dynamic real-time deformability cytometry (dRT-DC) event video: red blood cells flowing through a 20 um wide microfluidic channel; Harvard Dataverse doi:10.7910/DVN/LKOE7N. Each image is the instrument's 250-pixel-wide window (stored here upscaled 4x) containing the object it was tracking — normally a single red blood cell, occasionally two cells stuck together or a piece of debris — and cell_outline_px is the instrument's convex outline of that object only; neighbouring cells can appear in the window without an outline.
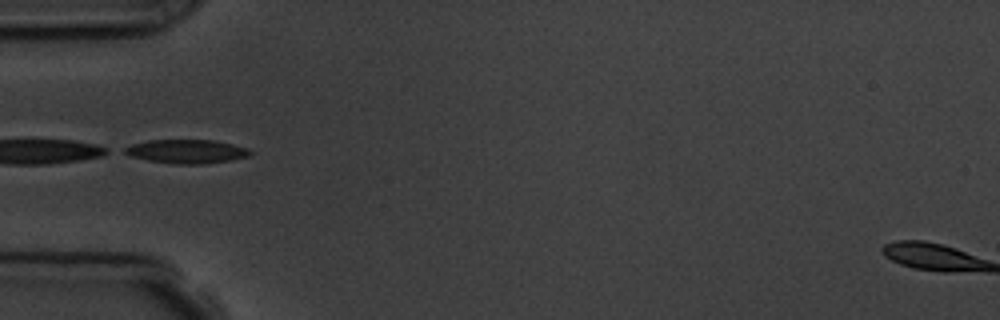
{"species": "common noctule bat (a hibernating species)", "species_latin": "Nyctalus noctula", "temperature_condition": "room temperature", "stored_images_in_passage": 8, "camera_frame_rate_fps": 3000, "um_per_image_px": 0.085, "animal": {"sex": "male", "body_mass_g": 19.5, "forearm_length_mm": 54.6}, "frame": {"image": 1, "passage_image": 6, "time_ms": 5.667, "image_size_px": [1000, 320], "cell_outline_px": [[252, 152], [248, 156], [228, 160], [200, 164], [176, 164], [148, 160], [132, 156], [124, 152], [124, 148], [132, 144], [148, 140], [212, 140], [232, 144], [248, 148]], "centroid_in_image_um": [15.85, 12.86], "position_along_channel_um": 69.2, "area_um2": 17.11}}